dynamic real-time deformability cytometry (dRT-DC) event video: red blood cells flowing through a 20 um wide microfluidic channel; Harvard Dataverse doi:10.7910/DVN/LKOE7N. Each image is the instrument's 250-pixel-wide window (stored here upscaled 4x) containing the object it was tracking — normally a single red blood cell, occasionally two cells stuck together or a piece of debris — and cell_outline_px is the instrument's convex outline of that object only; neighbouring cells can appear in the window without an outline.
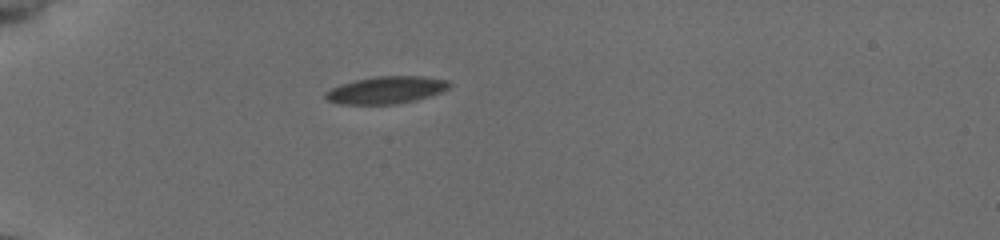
{"species": "common noctule bat (a hibernating species)", "species_latin": "Nyctalus noctula", "temperature_condition": "cold", "stored_images_in_passage": 38, "camera_frame_rate_fps": 3000, "um_per_image_px": 0.085, "animal": {"sex": "female", "body_mass_g": 19.5, "forearm_length_mm": 54.1}, "frame": {"image": 1, "passage_image": 1, "time_ms": 0.0, "image_size_px": [1000, 240], "cell_outline_px": [[452, 84], [448, 88], [440, 92], [416, 100], [396, 104], [340, 104], [328, 100], [324, 96], [324, 92], [340, 84], [356, 80], [376, 76], [420, 76], [448, 80]], "centroid_in_image_um": [32.81, 7.65], "position_along_channel_um": 52.2, "area_um2": 19.59}}
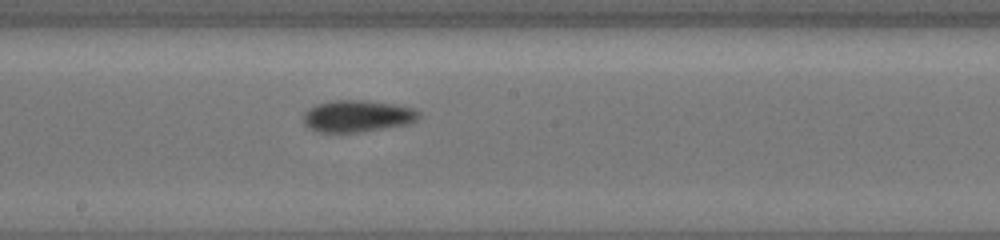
{"frame": {"image": 2, "passage_image": 16, "time_ms": 5.0, "image_size_px": [1000, 240], "cell_outline_px": [[420, 116], [416, 120], [408, 124], [360, 132], [320, 132], [308, 128], [304, 124], [304, 112], [308, 108], [316, 104], [332, 100], [364, 100], [392, 104], [416, 108], [420, 112]], "centroid_in_image_um": [30.37, 9.86], "position_along_channel_um": 217.8, "area_um2": 21.5}}
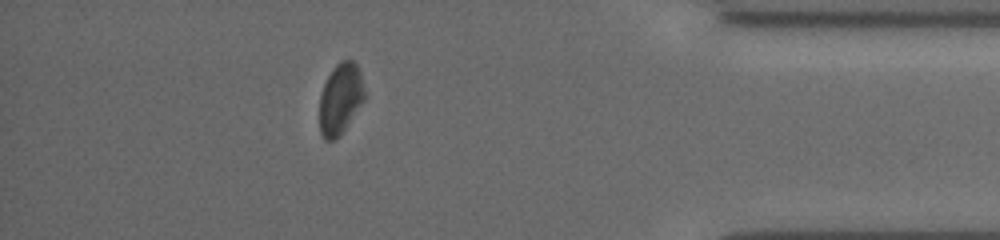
{"frame": {"image": 3, "passage_image": 33, "time_ms": 10.667, "image_size_px": [1000, 240], "cell_outline_px": [[364, 100], [340, 136], [332, 140], [324, 140], [320, 132], [320, 96], [324, 84], [332, 68], [340, 60], [352, 60], [356, 64], [360, 72], [364, 88]], "centroid_in_image_um": [28.93, 8.39], "position_along_channel_um": 406.3, "area_um2": 18.5}, "authors_computed_cell_mechanics": {"area_um2": 20.2589, "velocity_mm_per_s": 3.8484, "shape_relaxation_time_tau1_ms": 5.9899, "shape_relaxation_time_tau2_ms": null, "deformation_change_tau1": 0.1267, "deformation_change_tau2": null}}